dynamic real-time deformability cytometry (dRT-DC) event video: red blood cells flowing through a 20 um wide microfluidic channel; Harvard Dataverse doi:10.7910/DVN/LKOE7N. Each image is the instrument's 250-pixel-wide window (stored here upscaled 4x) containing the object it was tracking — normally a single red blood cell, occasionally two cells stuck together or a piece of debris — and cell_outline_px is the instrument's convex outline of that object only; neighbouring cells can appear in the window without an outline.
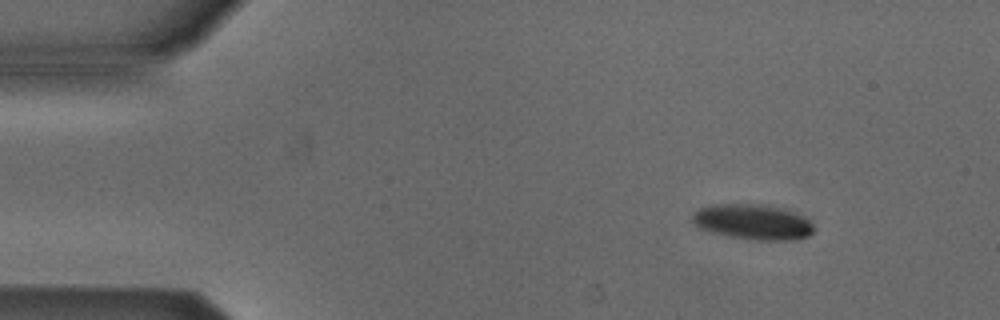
{"species": "Egyptian fruit bat (a non-hibernating species)", "species_latin": "Rousettus aegyptiacus", "temperature_condition": "cold", "stored_images_in_passage": 4, "camera_frame_rate_fps": 3000, "um_per_image_px": 0.085, "animal": {"sex": "male"}, "frame": {"image": 1, "passage_image": 1, "time_ms": 0.0, "image_size_px": [1000, 320], "cell_outline_px": [[816, 228], [808, 236], [800, 240], [748, 240], [728, 236], [712, 232], [700, 228], [692, 220], [692, 216], [700, 208], [712, 204], [760, 204], [792, 212], [808, 220]], "centroid_in_image_um": [63.99, 18.89], "position_along_channel_um": 21.0, "area_um2": 24.8}}